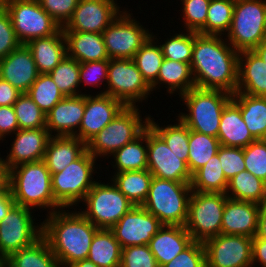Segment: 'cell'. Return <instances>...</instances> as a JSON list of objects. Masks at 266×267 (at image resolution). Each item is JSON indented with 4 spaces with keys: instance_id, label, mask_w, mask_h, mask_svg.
Listing matches in <instances>:
<instances>
[{
    "instance_id": "cell-1",
    "label": "cell",
    "mask_w": 266,
    "mask_h": 267,
    "mask_svg": "<svg viewBox=\"0 0 266 267\" xmlns=\"http://www.w3.org/2000/svg\"><path fill=\"white\" fill-rule=\"evenodd\" d=\"M222 35L194 32L191 71L195 87L235 94L238 84L237 52Z\"/></svg>"
},
{
    "instance_id": "cell-2",
    "label": "cell",
    "mask_w": 266,
    "mask_h": 267,
    "mask_svg": "<svg viewBox=\"0 0 266 267\" xmlns=\"http://www.w3.org/2000/svg\"><path fill=\"white\" fill-rule=\"evenodd\" d=\"M47 214L41 222L42 236L58 259L60 267L87 259L95 233L99 230L80 211L63 210Z\"/></svg>"
},
{
    "instance_id": "cell-3",
    "label": "cell",
    "mask_w": 266,
    "mask_h": 267,
    "mask_svg": "<svg viewBox=\"0 0 266 267\" xmlns=\"http://www.w3.org/2000/svg\"><path fill=\"white\" fill-rule=\"evenodd\" d=\"M5 179L15 204L31 210L48 208V214L63 208L53 196L51 173L43 160L13 167Z\"/></svg>"
},
{
    "instance_id": "cell-4",
    "label": "cell",
    "mask_w": 266,
    "mask_h": 267,
    "mask_svg": "<svg viewBox=\"0 0 266 267\" xmlns=\"http://www.w3.org/2000/svg\"><path fill=\"white\" fill-rule=\"evenodd\" d=\"M191 183L153 176L143 207L163 225L185 226L188 218Z\"/></svg>"
},
{
    "instance_id": "cell-5",
    "label": "cell",
    "mask_w": 266,
    "mask_h": 267,
    "mask_svg": "<svg viewBox=\"0 0 266 267\" xmlns=\"http://www.w3.org/2000/svg\"><path fill=\"white\" fill-rule=\"evenodd\" d=\"M188 113L179 117L190 130L213 137L218 136V129L225 106L232 100V94L223 90L192 88L180 95Z\"/></svg>"
},
{
    "instance_id": "cell-6",
    "label": "cell",
    "mask_w": 266,
    "mask_h": 267,
    "mask_svg": "<svg viewBox=\"0 0 266 267\" xmlns=\"http://www.w3.org/2000/svg\"><path fill=\"white\" fill-rule=\"evenodd\" d=\"M150 116L142 120L137 106H125L115 118L98 132L87 144L95 157H111L118 149L130 143L149 126ZM143 121V122H142Z\"/></svg>"
},
{
    "instance_id": "cell-7",
    "label": "cell",
    "mask_w": 266,
    "mask_h": 267,
    "mask_svg": "<svg viewBox=\"0 0 266 267\" xmlns=\"http://www.w3.org/2000/svg\"><path fill=\"white\" fill-rule=\"evenodd\" d=\"M226 34L227 42L237 52L252 51L266 40V0H235Z\"/></svg>"
},
{
    "instance_id": "cell-8",
    "label": "cell",
    "mask_w": 266,
    "mask_h": 267,
    "mask_svg": "<svg viewBox=\"0 0 266 267\" xmlns=\"http://www.w3.org/2000/svg\"><path fill=\"white\" fill-rule=\"evenodd\" d=\"M96 158L86 150L61 172L51 174V188L55 200L65 209L82 202L93 187ZM95 171V172H94Z\"/></svg>"
},
{
    "instance_id": "cell-9",
    "label": "cell",
    "mask_w": 266,
    "mask_h": 267,
    "mask_svg": "<svg viewBox=\"0 0 266 267\" xmlns=\"http://www.w3.org/2000/svg\"><path fill=\"white\" fill-rule=\"evenodd\" d=\"M80 212L99 229H111L135 205L113 182H95L82 201Z\"/></svg>"
},
{
    "instance_id": "cell-10",
    "label": "cell",
    "mask_w": 266,
    "mask_h": 267,
    "mask_svg": "<svg viewBox=\"0 0 266 267\" xmlns=\"http://www.w3.org/2000/svg\"><path fill=\"white\" fill-rule=\"evenodd\" d=\"M227 198L225 193L192 191L185 228L193 241L204 242L221 234Z\"/></svg>"
},
{
    "instance_id": "cell-11",
    "label": "cell",
    "mask_w": 266,
    "mask_h": 267,
    "mask_svg": "<svg viewBox=\"0 0 266 267\" xmlns=\"http://www.w3.org/2000/svg\"><path fill=\"white\" fill-rule=\"evenodd\" d=\"M3 7L10 15L15 35L21 44L51 36L61 28L43 10L39 1L7 0Z\"/></svg>"
},
{
    "instance_id": "cell-12",
    "label": "cell",
    "mask_w": 266,
    "mask_h": 267,
    "mask_svg": "<svg viewBox=\"0 0 266 267\" xmlns=\"http://www.w3.org/2000/svg\"><path fill=\"white\" fill-rule=\"evenodd\" d=\"M106 85V89L100 91L101 94L114 97L125 106L142 103L152 92L133 59H109Z\"/></svg>"
},
{
    "instance_id": "cell-13",
    "label": "cell",
    "mask_w": 266,
    "mask_h": 267,
    "mask_svg": "<svg viewBox=\"0 0 266 267\" xmlns=\"http://www.w3.org/2000/svg\"><path fill=\"white\" fill-rule=\"evenodd\" d=\"M32 213L31 209L14 204L0 222V260H6L42 236V224H34Z\"/></svg>"
},
{
    "instance_id": "cell-14",
    "label": "cell",
    "mask_w": 266,
    "mask_h": 267,
    "mask_svg": "<svg viewBox=\"0 0 266 267\" xmlns=\"http://www.w3.org/2000/svg\"><path fill=\"white\" fill-rule=\"evenodd\" d=\"M127 10L103 31V40L109 59H133L136 52L152 35Z\"/></svg>"
},
{
    "instance_id": "cell-15",
    "label": "cell",
    "mask_w": 266,
    "mask_h": 267,
    "mask_svg": "<svg viewBox=\"0 0 266 267\" xmlns=\"http://www.w3.org/2000/svg\"><path fill=\"white\" fill-rule=\"evenodd\" d=\"M206 267H252V238L226 235L203 242Z\"/></svg>"
},
{
    "instance_id": "cell-16",
    "label": "cell",
    "mask_w": 266,
    "mask_h": 267,
    "mask_svg": "<svg viewBox=\"0 0 266 267\" xmlns=\"http://www.w3.org/2000/svg\"><path fill=\"white\" fill-rule=\"evenodd\" d=\"M165 141L147 127L148 171L156 178L191 183L192 175L185 161L177 157Z\"/></svg>"
},
{
    "instance_id": "cell-17",
    "label": "cell",
    "mask_w": 266,
    "mask_h": 267,
    "mask_svg": "<svg viewBox=\"0 0 266 267\" xmlns=\"http://www.w3.org/2000/svg\"><path fill=\"white\" fill-rule=\"evenodd\" d=\"M120 8L116 0H79L71 19L62 29L102 34L120 15Z\"/></svg>"
},
{
    "instance_id": "cell-18",
    "label": "cell",
    "mask_w": 266,
    "mask_h": 267,
    "mask_svg": "<svg viewBox=\"0 0 266 267\" xmlns=\"http://www.w3.org/2000/svg\"><path fill=\"white\" fill-rule=\"evenodd\" d=\"M163 224L143 206L135 205L110 230L121 248L148 245Z\"/></svg>"
},
{
    "instance_id": "cell-19",
    "label": "cell",
    "mask_w": 266,
    "mask_h": 267,
    "mask_svg": "<svg viewBox=\"0 0 266 267\" xmlns=\"http://www.w3.org/2000/svg\"><path fill=\"white\" fill-rule=\"evenodd\" d=\"M125 107L118 99L107 94H85V109L75 137L87 144Z\"/></svg>"
},
{
    "instance_id": "cell-20",
    "label": "cell",
    "mask_w": 266,
    "mask_h": 267,
    "mask_svg": "<svg viewBox=\"0 0 266 267\" xmlns=\"http://www.w3.org/2000/svg\"><path fill=\"white\" fill-rule=\"evenodd\" d=\"M6 159H2L5 173L11 168L29 162L41 161L51 135L46 128L19 129Z\"/></svg>"
},
{
    "instance_id": "cell-21",
    "label": "cell",
    "mask_w": 266,
    "mask_h": 267,
    "mask_svg": "<svg viewBox=\"0 0 266 267\" xmlns=\"http://www.w3.org/2000/svg\"><path fill=\"white\" fill-rule=\"evenodd\" d=\"M38 75L36 63L26 44H20L5 58L0 59V78L21 93L28 91Z\"/></svg>"
},
{
    "instance_id": "cell-22",
    "label": "cell",
    "mask_w": 266,
    "mask_h": 267,
    "mask_svg": "<svg viewBox=\"0 0 266 267\" xmlns=\"http://www.w3.org/2000/svg\"><path fill=\"white\" fill-rule=\"evenodd\" d=\"M84 109L85 94L64 97L46 114V129L49 134L53 136L54 132L55 136H75Z\"/></svg>"
},
{
    "instance_id": "cell-23",
    "label": "cell",
    "mask_w": 266,
    "mask_h": 267,
    "mask_svg": "<svg viewBox=\"0 0 266 267\" xmlns=\"http://www.w3.org/2000/svg\"><path fill=\"white\" fill-rule=\"evenodd\" d=\"M260 205L227 198L221 223V234L253 238L257 231Z\"/></svg>"
},
{
    "instance_id": "cell-24",
    "label": "cell",
    "mask_w": 266,
    "mask_h": 267,
    "mask_svg": "<svg viewBox=\"0 0 266 267\" xmlns=\"http://www.w3.org/2000/svg\"><path fill=\"white\" fill-rule=\"evenodd\" d=\"M192 242L193 239L185 226L163 225L148 245L160 267L173 260Z\"/></svg>"
},
{
    "instance_id": "cell-25",
    "label": "cell",
    "mask_w": 266,
    "mask_h": 267,
    "mask_svg": "<svg viewBox=\"0 0 266 267\" xmlns=\"http://www.w3.org/2000/svg\"><path fill=\"white\" fill-rule=\"evenodd\" d=\"M236 92L266 97V63L253 50L239 52Z\"/></svg>"
},
{
    "instance_id": "cell-26",
    "label": "cell",
    "mask_w": 266,
    "mask_h": 267,
    "mask_svg": "<svg viewBox=\"0 0 266 267\" xmlns=\"http://www.w3.org/2000/svg\"><path fill=\"white\" fill-rule=\"evenodd\" d=\"M39 74L50 73L67 55V44L62 27L53 35L28 42Z\"/></svg>"
},
{
    "instance_id": "cell-27",
    "label": "cell",
    "mask_w": 266,
    "mask_h": 267,
    "mask_svg": "<svg viewBox=\"0 0 266 267\" xmlns=\"http://www.w3.org/2000/svg\"><path fill=\"white\" fill-rule=\"evenodd\" d=\"M87 150L86 144L75 136H51L43 161L51 174L61 172Z\"/></svg>"
},
{
    "instance_id": "cell-28",
    "label": "cell",
    "mask_w": 266,
    "mask_h": 267,
    "mask_svg": "<svg viewBox=\"0 0 266 267\" xmlns=\"http://www.w3.org/2000/svg\"><path fill=\"white\" fill-rule=\"evenodd\" d=\"M217 138L222 146L241 148L256 140L247 128L240 108L232 100L222 111Z\"/></svg>"
},
{
    "instance_id": "cell-29",
    "label": "cell",
    "mask_w": 266,
    "mask_h": 267,
    "mask_svg": "<svg viewBox=\"0 0 266 267\" xmlns=\"http://www.w3.org/2000/svg\"><path fill=\"white\" fill-rule=\"evenodd\" d=\"M67 44V55L79 63L109 59L103 34L63 31Z\"/></svg>"
},
{
    "instance_id": "cell-30",
    "label": "cell",
    "mask_w": 266,
    "mask_h": 267,
    "mask_svg": "<svg viewBox=\"0 0 266 267\" xmlns=\"http://www.w3.org/2000/svg\"><path fill=\"white\" fill-rule=\"evenodd\" d=\"M232 101L240 108L242 118L252 136L266 139V97L236 92Z\"/></svg>"
},
{
    "instance_id": "cell-31",
    "label": "cell",
    "mask_w": 266,
    "mask_h": 267,
    "mask_svg": "<svg viewBox=\"0 0 266 267\" xmlns=\"http://www.w3.org/2000/svg\"><path fill=\"white\" fill-rule=\"evenodd\" d=\"M166 85L167 93L178 95L188 92L195 88V82L191 71V65L170 59H163L157 81L151 86V90L158 88L157 85ZM157 86V87H156Z\"/></svg>"
},
{
    "instance_id": "cell-32",
    "label": "cell",
    "mask_w": 266,
    "mask_h": 267,
    "mask_svg": "<svg viewBox=\"0 0 266 267\" xmlns=\"http://www.w3.org/2000/svg\"><path fill=\"white\" fill-rule=\"evenodd\" d=\"M122 248L110 229H99L91 242L87 259L98 267H120Z\"/></svg>"
},
{
    "instance_id": "cell-33",
    "label": "cell",
    "mask_w": 266,
    "mask_h": 267,
    "mask_svg": "<svg viewBox=\"0 0 266 267\" xmlns=\"http://www.w3.org/2000/svg\"><path fill=\"white\" fill-rule=\"evenodd\" d=\"M110 181L122 192L134 205L142 206L145 202L153 175L144 170H131L114 173Z\"/></svg>"
},
{
    "instance_id": "cell-34",
    "label": "cell",
    "mask_w": 266,
    "mask_h": 267,
    "mask_svg": "<svg viewBox=\"0 0 266 267\" xmlns=\"http://www.w3.org/2000/svg\"><path fill=\"white\" fill-rule=\"evenodd\" d=\"M228 198L262 204L266 201V182L245 170L228 181Z\"/></svg>"
},
{
    "instance_id": "cell-35",
    "label": "cell",
    "mask_w": 266,
    "mask_h": 267,
    "mask_svg": "<svg viewBox=\"0 0 266 267\" xmlns=\"http://www.w3.org/2000/svg\"><path fill=\"white\" fill-rule=\"evenodd\" d=\"M6 261L12 267H60L58 259L43 236L32 245L13 253Z\"/></svg>"
},
{
    "instance_id": "cell-36",
    "label": "cell",
    "mask_w": 266,
    "mask_h": 267,
    "mask_svg": "<svg viewBox=\"0 0 266 267\" xmlns=\"http://www.w3.org/2000/svg\"><path fill=\"white\" fill-rule=\"evenodd\" d=\"M112 156L113 169H117L115 173L147 169V128L140 136L118 149Z\"/></svg>"
},
{
    "instance_id": "cell-37",
    "label": "cell",
    "mask_w": 266,
    "mask_h": 267,
    "mask_svg": "<svg viewBox=\"0 0 266 267\" xmlns=\"http://www.w3.org/2000/svg\"><path fill=\"white\" fill-rule=\"evenodd\" d=\"M227 187L228 181L222 170L218 153L192 175V191L225 193Z\"/></svg>"
},
{
    "instance_id": "cell-38",
    "label": "cell",
    "mask_w": 266,
    "mask_h": 267,
    "mask_svg": "<svg viewBox=\"0 0 266 267\" xmlns=\"http://www.w3.org/2000/svg\"><path fill=\"white\" fill-rule=\"evenodd\" d=\"M153 35L152 33L133 58L137 69L150 87L157 81L160 67L164 59L162 48L159 45L160 43H158L157 37ZM154 40H156L158 45Z\"/></svg>"
},
{
    "instance_id": "cell-39",
    "label": "cell",
    "mask_w": 266,
    "mask_h": 267,
    "mask_svg": "<svg viewBox=\"0 0 266 267\" xmlns=\"http://www.w3.org/2000/svg\"><path fill=\"white\" fill-rule=\"evenodd\" d=\"M220 146L217 137L190 130L187 165L191 175L216 155Z\"/></svg>"
},
{
    "instance_id": "cell-40",
    "label": "cell",
    "mask_w": 266,
    "mask_h": 267,
    "mask_svg": "<svg viewBox=\"0 0 266 267\" xmlns=\"http://www.w3.org/2000/svg\"><path fill=\"white\" fill-rule=\"evenodd\" d=\"M149 118V126L165 141L167 146L174 152L177 157L187 163L189 151V133L190 129L178 117L174 125L159 126L154 120Z\"/></svg>"
},
{
    "instance_id": "cell-41",
    "label": "cell",
    "mask_w": 266,
    "mask_h": 267,
    "mask_svg": "<svg viewBox=\"0 0 266 267\" xmlns=\"http://www.w3.org/2000/svg\"><path fill=\"white\" fill-rule=\"evenodd\" d=\"M80 63L66 55L63 60L49 73L59 90L66 96L84 94L80 87Z\"/></svg>"
},
{
    "instance_id": "cell-42",
    "label": "cell",
    "mask_w": 266,
    "mask_h": 267,
    "mask_svg": "<svg viewBox=\"0 0 266 267\" xmlns=\"http://www.w3.org/2000/svg\"><path fill=\"white\" fill-rule=\"evenodd\" d=\"M26 93L45 114L65 97L49 73L39 74Z\"/></svg>"
},
{
    "instance_id": "cell-43",
    "label": "cell",
    "mask_w": 266,
    "mask_h": 267,
    "mask_svg": "<svg viewBox=\"0 0 266 267\" xmlns=\"http://www.w3.org/2000/svg\"><path fill=\"white\" fill-rule=\"evenodd\" d=\"M235 0H211L206 20V35H226L229 31Z\"/></svg>"
},
{
    "instance_id": "cell-44",
    "label": "cell",
    "mask_w": 266,
    "mask_h": 267,
    "mask_svg": "<svg viewBox=\"0 0 266 267\" xmlns=\"http://www.w3.org/2000/svg\"><path fill=\"white\" fill-rule=\"evenodd\" d=\"M13 107L19 129L46 128V114L27 93H22Z\"/></svg>"
},
{
    "instance_id": "cell-45",
    "label": "cell",
    "mask_w": 266,
    "mask_h": 267,
    "mask_svg": "<svg viewBox=\"0 0 266 267\" xmlns=\"http://www.w3.org/2000/svg\"><path fill=\"white\" fill-rule=\"evenodd\" d=\"M188 32V33H187ZM160 44L165 59L179 61L183 63H191L193 46H194V32L186 31L175 33L170 36V39L164 40Z\"/></svg>"
},
{
    "instance_id": "cell-46",
    "label": "cell",
    "mask_w": 266,
    "mask_h": 267,
    "mask_svg": "<svg viewBox=\"0 0 266 267\" xmlns=\"http://www.w3.org/2000/svg\"><path fill=\"white\" fill-rule=\"evenodd\" d=\"M186 31L206 35L207 11L211 0H180Z\"/></svg>"
},
{
    "instance_id": "cell-47",
    "label": "cell",
    "mask_w": 266,
    "mask_h": 267,
    "mask_svg": "<svg viewBox=\"0 0 266 267\" xmlns=\"http://www.w3.org/2000/svg\"><path fill=\"white\" fill-rule=\"evenodd\" d=\"M245 168L266 182V139H257L244 148Z\"/></svg>"
},
{
    "instance_id": "cell-48",
    "label": "cell",
    "mask_w": 266,
    "mask_h": 267,
    "mask_svg": "<svg viewBox=\"0 0 266 267\" xmlns=\"http://www.w3.org/2000/svg\"><path fill=\"white\" fill-rule=\"evenodd\" d=\"M120 267H159L149 245L122 248Z\"/></svg>"
},
{
    "instance_id": "cell-49",
    "label": "cell",
    "mask_w": 266,
    "mask_h": 267,
    "mask_svg": "<svg viewBox=\"0 0 266 267\" xmlns=\"http://www.w3.org/2000/svg\"><path fill=\"white\" fill-rule=\"evenodd\" d=\"M218 156L227 181L246 170L244 148L221 145L218 149Z\"/></svg>"
},
{
    "instance_id": "cell-50",
    "label": "cell",
    "mask_w": 266,
    "mask_h": 267,
    "mask_svg": "<svg viewBox=\"0 0 266 267\" xmlns=\"http://www.w3.org/2000/svg\"><path fill=\"white\" fill-rule=\"evenodd\" d=\"M160 267H206L203 242L193 241L173 260Z\"/></svg>"
},
{
    "instance_id": "cell-51",
    "label": "cell",
    "mask_w": 266,
    "mask_h": 267,
    "mask_svg": "<svg viewBox=\"0 0 266 267\" xmlns=\"http://www.w3.org/2000/svg\"><path fill=\"white\" fill-rule=\"evenodd\" d=\"M109 59L80 63V86L82 83L89 86L102 87L107 82Z\"/></svg>"
},
{
    "instance_id": "cell-52",
    "label": "cell",
    "mask_w": 266,
    "mask_h": 267,
    "mask_svg": "<svg viewBox=\"0 0 266 267\" xmlns=\"http://www.w3.org/2000/svg\"><path fill=\"white\" fill-rule=\"evenodd\" d=\"M79 0H39L43 10L61 27L71 19Z\"/></svg>"
},
{
    "instance_id": "cell-53",
    "label": "cell",
    "mask_w": 266,
    "mask_h": 267,
    "mask_svg": "<svg viewBox=\"0 0 266 267\" xmlns=\"http://www.w3.org/2000/svg\"><path fill=\"white\" fill-rule=\"evenodd\" d=\"M21 43L18 41L9 13L0 7V59L5 58Z\"/></svg>"
},
{
    "instance_id": "cell-54",
    "label": "cell",
    "mask_w": 266,
    "mask_h": 267,
    "mask_svg": "<svg viewBox=\"0 0 266 267\" xmlns=\"http://www.w3.org/2000/svg\"><path fill=\"white\" fill-rule=\"evenodd\" d=\"M17 130H19V125L14 107L0 106V140L3 141L6 135H12Z\"/></svg>"
},
{
    "instance_id": "cell-55",
    "label": "cell",
    "mask_w": 266,
    "mask_h": 267,
    "mask_svg": "<svg viewBox=\"0 0 266 267\" xmlns=\"http://www.w3.org/2000/svg\"><path fill=\"white\" fill-rule=\"evenodd\" d=\"M21 94L9 82L0 78V106H13Z\"/></svg>"
},
{
    "instance_id": "cell-56",
    "label": "cell",
    "mask_w": 266,
    "mask_h": 267,
    "mask_svg": "<svg viewBox=\"0 0 266 267\" xmlns=\"http://www.w3.org/2000/svg\"><path fill=\"white\" fill-rule=\"evenodd\" d=\"M260 263L261 267H266V239L252 238V265Z\"/></svg>"
},
{
    "instance_id": "cell-57",
    "label": "cell",
    "mask_w": 266,
    "mask_h": 267,
    "mask_svg": "<svg viewBox=\"0 0 266 267\" xmlns=\"http://www.w3.org/2000/svg\"><path fill=\"white\" fill-rule=\"evenodd\" d=\"M15 204L6 179L0 184V222L7 215L10 208Z\"/></svg>"
},
{
    "instance_id": "cell-58",
    "label": "cell",
    "mask_w": 266,
    "mask_h": 267,
    "mask_svg": "<svg viewBox=\"0 0 266 267\" xmlns=\"http://www.w3.org/2000/svg\"><path fill=\"white\" fill-rule=\"evenodd\" d=\"M255 237L266 239V201L260 204Z\"/></svg>"
},
{
    "instance_id": "cell-59",
    "label": "cell",
    "mask_w": 266,
    "mask_h": 267,
    "mask_svg": "<svg viewBox=\"0 0 266 267\" xmlns=\"http://www.w3.org/2000/svg\"><path fill=\"white\" fill-rule=\"evenodd\" d=\"M253 51L266 63V40H263Z\"/></svg>"
},
{
    "instance_id": "cell-60",
    "label": "cell",
    "mask_w": 266,
    "mask_h": 267,
    "mask_svg": "<svg viewBox=\"0 0 266 267\" xmlns=\"http://www.w3.org/2000/svg\"><path fill=\"white\" fill-rule=\"evenodd\" d=\"M66 267H98V266H96L92 261H89L88 259H83L76 261Z\"/></svg>"
},
{
    "instance_id": "cell-61",
    "label": "cell",
    "mask_w": 266,
    "mask_h": 267,
    "mask_svg": "<svg viewBox=\"0 0 266 267\" xmlns=\"http://www.w3.org/2000/svg\"><path fill=\"white\" fill-rule=\"evenodd\" d=\"M0 267H12L6 260H0Z\"/></svg>"
},
{
    "instance_id": "cell-62",
    "label": "cell",
    "mask_w": 266,
    "mask_h": 267,
    "mask_svg": "<svg viewBox=\"0 0 266 267\" xmlns=\"http://www.w3.org/2000/svg\"><path fill=\"white\" fill-rule=\"evenodd\" d=\"M0 176H5V171L2 168V158L0 157Z\"/></svg>"
},
{
    "instance_id": "cell-63",
    "label": "cell",
    "mask_w": 266,
    "mask_h": 267,
    "mask_svg": "<svg viewBox=\"0 0 266 267\" xmlns=\"http://www.w3.org/2000/svg\"><path fill=\"white\" fill-rule=\"evenodd\" d=\"M7 0H0V7H3Z\"/></svg>"
},
{
    "instance_id": "cell-64",
    "label": "cell",
    "mask_w": 266,
    "mask_h": 267,
    "mask_svg": "<svg viewBox=\"0 0 266 267\" xmlns=\"http://www.w3.org/2000/svg\"><path fill=\"white\" fill-rule=\"evenodd\" d=\"M5 180V176H0V184Z\"/></svg>"
}]
</instances>
